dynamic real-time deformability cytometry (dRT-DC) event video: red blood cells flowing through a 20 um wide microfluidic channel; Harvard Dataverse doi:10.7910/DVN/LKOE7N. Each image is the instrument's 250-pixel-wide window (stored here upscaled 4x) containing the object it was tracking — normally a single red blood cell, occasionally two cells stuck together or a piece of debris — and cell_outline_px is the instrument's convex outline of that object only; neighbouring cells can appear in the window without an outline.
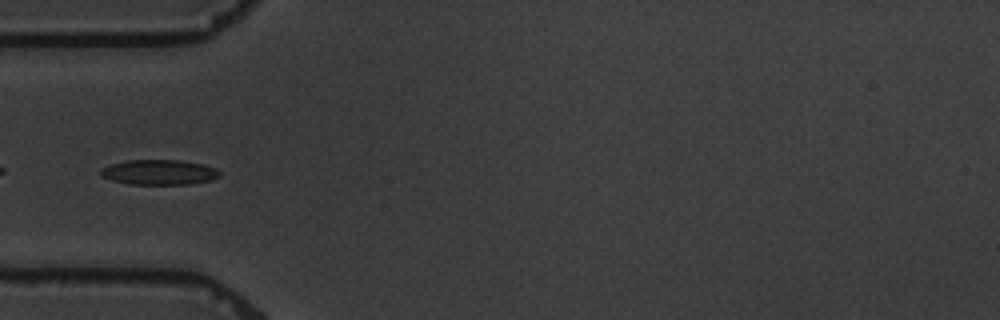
{"species": "common noctule bat (a hibernating species)", "species_latin": "Nyctalus noctula", "temperature_condition": "warm", "stored_images_in_passage": 9, "camera_frame_rate_fps": 3000, "um_per_image_px": 0.085, "animal": {"sex": "male", "body_mass_g": 19.5, "forearm_length_mm": 54.6}, "frame": {"image": 1, "passage_image": 6, "time_ms": 6.0, "image_size_px": [1000, 320], "cell_outline_px": [[220, 176], [212, 180], [192, 184], [132, 184], [112, 180], [100, 176], [100, 168], [112, 164], [128, 160], [180, 160], [204, 164], [216, 168], [220, 172]], "centroid_in_image_um": [13.55, 14.64], "position_along_channel_um": 71.4, "area_um2": 17.46}}
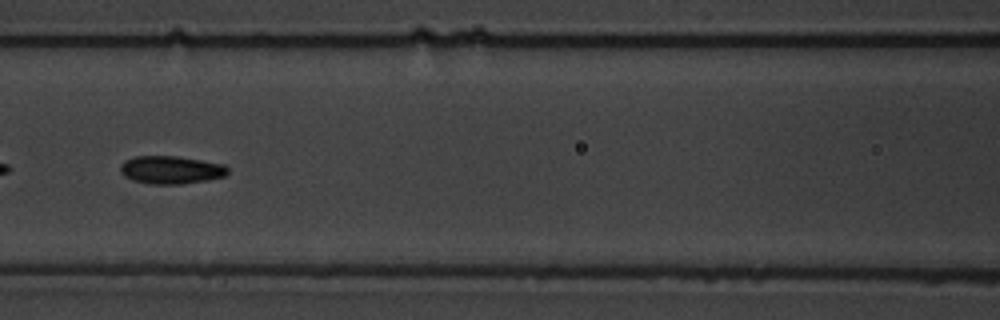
{"frame": {"image": 2, "passage_image": 8, "time_ms": 8.333, "image_size_px": [1000, 320], "cell_outline_px": [[228, 172], [224, 176], [208, 180], [180, 184], [152, 184], [132, 180], [124, 176], [120, 172], [120, 164], [124, 160], [136, 156], [176, 156], [224, 164], [228, 168]], "centroid_in_image_um": [14.51, 14.44], "position_along_channel_um": 152.1, "area_um2": 17.51}}
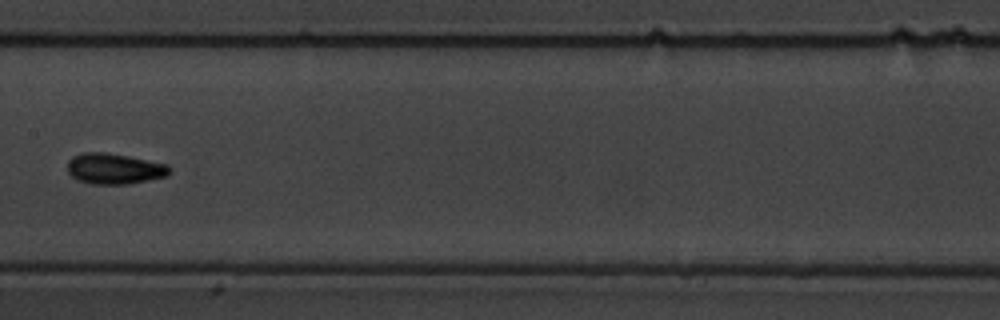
{"frame": {"image": 3, "passage_image": 9, "time_ms": 9.667, "image_size_px": [1000, 320], "cell_outline_px": [[168, 176], [128, 184], [92, 184], [76, 180], [68, 172], [68, 160], [72, 156], [84, 152], [104, 152], [128, 156], [168, 164]], "centroid_in_image_um": [9.68, 14.34], "position_along_channel_um": 197.7, "area_um2": 18.26}}